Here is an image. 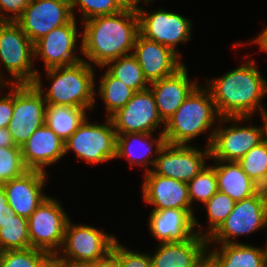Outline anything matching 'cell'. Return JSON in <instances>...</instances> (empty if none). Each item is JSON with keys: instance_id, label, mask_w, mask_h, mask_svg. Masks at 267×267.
I'll return each mask as SVG.
<instances>
[{"instance_id": "9", "label": "cell", "mask_w": 267, "mask_h": 267, "mask_svg": "<svg viewBox=\"0 0 267 267\" xmlns=\"http://www.w3.org/2000/svg\"><path fill=\"white\" fill-rule=\"evenodd\" d=\"M63 209L58 199L48 196L27 219L32 248L48 254H57L61 250L65 229L71 220Z\"/></svg>"}, {"instance_id": "2", "label": "cell", "mask_w": 267, "mask_h": 267, "mask_svg": "<svg viewBox=\"0 0 267 267\" xmlns=\"http://www.w3.org/2000/svg\"><path fill=\"white\" fill-rule=\"evenodd\" d=\"M82 23L81 54L89 65L104 68L108 62L133 53L139 34L137 9L126 7L116 14L97 16Z\"/></svg>"}, {"instance_id": "45", "label": "cell", "mask_w": 267, "mask_h": 267, "mask_svg": "<svg viewBox=\"0 0 267 267\" xmlns=\"http://www.w3.org/2000/svg\"><path fill=\"white\" fill-rule=\"evenodd\" d=\"M64 267H96V262L64 259Z\"/></svg>"}, {"instance_id": "38", "label": "cell", "mask_w": 267, "mask_h": 267, "mask_svg": "<svg viewBox=\"0 0 267 267\" xmlns=\"http://www.w3.org/2000/svg\"><path fill=\"white\" fill-rule=\"evenodd\" d=\"M30 3L31 0H0V22H15Z\"/></svg>"}, {"instance_id": "20", "label": "cell", "mask_w": 267, "mask_h": 267, "mask_svg": "<svg viewBox=\"0 0 267 267\" xmlns=\"http://www.w3.org/2000/svg\"><path fill=\"white\" fill-rule=\"evenodd\" d=\"M142 183L143 200L155 206L151 211L171 208L194 210L191 208L186 182L160 176L151 170L144 173Z\"/></svg>"}, {"instance_id": "24", "label": "cell", "mask_w": 267, "mask_h": 267, "mask_svg": "<svg viewBox=\"0 0 267 267\" xmlns=\"http://www.w3.org/2000/svg\"><path fill=\"white\" fill-rule=\"evenodd\" d=\"M151 136L152 133H126L117 135L116 158L125 157L130 164V168H133L134 165H141L145 167L144 173L151 171L157 155L166 144L162 131L157 138L155 137L153 139ZM154 154H156L155 157H151Z\"/></svg>"}, {"instance_id": "17", "label": "cell", "mask_w": 267, "mask_h": 267, "mask_svg": "<svg viewBox=\"0 0 267 267\" xmlns=\"http://www.w3.org/2000/svg\"><path fill=\"white\" fill-rule=\"evenodd\" d=\"M193 212L174 208L151 211L148 218L151 235L159 243L185 242L196 233L204 237L205 230L199 226L201 224Z\"/></svg>"}, {"instance_id": "28", "label": "cell", "mask_w": 267, "mask_h": 267, "mask_svg": "<svg viewBox=\"0 0 267 267\" xmlns=\"http://www.w3.org/2000/svg\"><path fill=\"white\" fill-rule=\"evenodd\" d=\"M30 247L28 220L11 209L0 219V252Z\"/></svg>"}, {"instance_id": "40", "label": "cell", "mask_w": 267, "mask_h": 267, "mask_svg": "<svg viewBox=\"0 0 267 267\" xmlns=\"http://www.w3.org/2000/svg\"><path fill=\"white\" fill-rule=\"evenodd\" d=\"M96 267H119L118 258L110 251L104 258L96 262Z\"/></svg>"}, {"instance_id": "19", "label": "cell", "mask_w": 267, "mask_h": 267, "mask_svg": "<svg viewBox=\"0 0 267 267\" xmlns=\"http://www.w3.org/2000/svg\"><path fill=\"white\" fill-rule=\"evenodd\" d=\"M148 83L172 75L185 63L172 49L138 34L132 53Z\"/></svg>"}, {"instance_id": "49", "label": "cell", "mask_w": 267, "mask_h": 267, "mask_svg": "<svg viewBox=\"0 0 267 267\" xmlns=\"http://www.w3.org/2000/svg\"><path fill=\"white\" fill-rule=\"evenodd\" d=\"M264 228H267V211H266V215H265V224H264ZM267 243V242H266ZM266 248H267V244H266Z\"/></svg>"}, {"instance_id": "33", "label": "cell", "mask_w": 267, "mask_h": 267, "mask_svg": "<svg viewBox=\"0 0 267 267\" xmlns=\"http://www.w3.org/2000/svg\"><path fill=\"white\" fill-rule=\"evenodd\" d=\"M235 201L227 194L217 191L205 204L208 217V228L204 237L209 238L226 220L235 206Z\"/></svg>"}, {"instance_id": "35", "label": "cell", "mask_w": 267, "mask_h": 267, "mask_svg": "<svg viewBox=\"0 0 267 267\" xmlns=\"http://www.w3.org/2000/svg\"><path fill=\"white\" fill-rule=\"evenodd\" d=\"M26 171L21 147H0V184L18 178Z\"/></svg>"}, {"instance_id": "36", "label": "cell", "mask_w": 267, "mask_h": 267, "mask_svg": "<svg viewBox=\"0 0 267 267\" xmlns=\"http://www.w3.org/2000/svg\"><path fill=\"white\" fill-rule=\"evenodd\" d=\"M49 254L36 248L0 252V267H39Z\"/></svg>"}, {"instance_id": "14", "label": "cell", "mask_w": 267, "mask_h": 267, "mask_svg": "<svg viewBox=\"0 0 267 267\" xmlns=\"http://www.w3.org/2000/svg\"><path fill=\"white\" fill-rule=\"evenodd\" d=\"M73 18L70 0H31L15 23L34 43Z\"/></svg>"}, {"instance_id": "41", "label": "cell", "mask_w": 267, "mask_h": 267, "mask_svg": "<svg viewBox=\"0 0 267 267\" xmlns=\"http://www.w3.org/2000/svg\"><path fill=\"white\" fill-rule=\"evenodd\" d=\"M39 267H64V259L57 254H49Z\"/></svg>"}, {"instance_id": "13", "label": "cell", "mask_w": 267, "mask_h": 267, "mask_svg": "<svg viewBox=\"0 0 267 267\" xmlns=\"http://www.w3.org/2000/svg\"><path fill=\"white\" fill-rule=\"evenodd\" d=\"M210 158V147L206 145L203 151L194 145L166 143L157 155L152 171L188 183L207 166L206 159Z\"/></svg>"}, {"instance_id": "10", "label": "cell", "mask_w": 267, "mask_h": 267, "mask_svg": "<svg viewBox=\"0 0 267 267\" xmlns=\"http://www.w3.org/2000/svg\"><path fill=\"white\" fill-rule=\"evenodd\" d=\"M156 10L158 11L149 13L141 7L137 8L139 34L169 47L181 57L177 46L191 40L192 21L186 16L163 8Z\"/></svg>"}, {"instance_id": "3", "label": "cell", "mask_w": 267, "mask_h": 267, "mask_svg": "<svg viewBox=\"0 0 267 267\" xmlns=\"http://www.w3.org/2000/svg\"><path fill=\"white\" fill-rule=\"evenodd\" d=\"M94 68L86 60H81L72 65L47 69V79L52 80L47 90L44 89L40 72L37 73L33 84L41 92L47 105H68L94 110Z\"/></svg>"}, {"instance_id": "29", "label": "cell", "mask_w": 267, "mask_h": 267, "mask_svg": "<svg viewBox=\"0 0 267 267\" xmlns=\"http://www.w3.org/2000/svg\"><path fill=\"white\" fill-rule=\"evenodd\" d=\"M97 91L105 104L106 118L123 108L136 93L125 83L113 77L107 70L102 74Z\"/></svg>"}, {"instance_id": "8", "label": "cell", "mask_w": 267, "mask_h": 267, "mask_svg": "<svg viewBox=\"0 0 267 267\" xmlns=\"http://www.w3.org/2000/svg\"><path fill=\"white\" fill-rule=\"evenodd\" d=\"M266 211L267 193L261 189L255 195L236 202L226 220L208 238L207 250L212 243H237V237L264 229Z\"/></svg>"}, {"instance_id": "25", "label": "cell", "mask_w": 267, "mask_h": 267, "mask_svg": "<svg viewBox=\"0 0 267 267\" xmlns=\"http://www.w3.org/2000/svg\"><path fill=\"white\" fill-rule=\"evenodd\" d=\"M218 245L207 253L220 267H267L266 247H254L239 241Z\"/></svg>"}, {"instance_id": "30", "label": "cell", "mask_w": 267, "mask_h": 267, "mask_svg": "<svg viewBox=\"0 0 267 267\" xmlns=\"http://www.w3.org/2000/svg\"><path fill=\"white\" fill-rule=\"evenodd\" d=\"M108 72L127 86L140 92L149 88L150 84L145 79L141 66L133 54L121 56L108 62L105 66Z\"/></svg>"}, {"instance_id": "43", "label": "cell", "mask_w": 267, "mask_h": 267, "mask_svg": "<svg viewBox=\"0 0 267 267\" xmlns=\"http://www.w3.org/2000/svg\"><path fill=\"white\" fill-rule=\"evenodd\" d=\"M250 43H255V45L258 44L260 50H262L263 52H267V26Z\"/></svg>"}, {"instance_id": "46", "label": "cell", "mask_w": 267, "mask_h": 267, "mask_svg": "<svg viewBox=\"0 0 267 267\" xmlns=\"http://www.w3.org/2000/svg\"><path fill=\"white\" fill-rule=\"evenodd\" d=\"M198 267H220L218 263L208 254L198 262Z\"/></svg>"}, {"instance_id": "37", "label": "cell", "mask_w": 267, "mask_h": 267, "mask_svg": "<svg viewBox=\"0 0 267 267\" xmlns=\"http://www.w3.org/2000/svg\"><path fill=\"white\" fill-rule=\"evenodd\" d=\"M111 251L117 256L119 267H153L148 253H139L114 242Z\"/></svg>"}, {"instance_id": "15", "label": "cell", "mask_w": 267, "mask_h": 267, "mask_svg": "<svg viewBox=\"0 0 267 267\" xmlns=\"http://www.w3.org/2000/svg\"><path fill=\"white\" fill-rule=\"evenodd\" d=\"M110 120L117 135L126 133H153L165 122L159 116L155 98L151 90L136 92L128 103Z\"/></svg>"}, {"instance_id": "31", "label": "cell", "mask_w": 267, "mask_h": 267, "mask_svg": "<svg viewBox=\"0 0 267 267\" xmlns=\"http://www.w3.org/2000/svg\"><path fill=\"white\" fill-rule=\"evenodd\" d=\"M187 185L191 208L196 201L205 204L218 191L215 164L205 167Z\"/></svg>"}, {"instance_id": "47", "label": "cell", "mask_w": 267, "mask_h": 267, "mask_svg": "<svg viewBox=\"0 0 267 267\" xmlns=\"http://www.w3.org/2000/svg\"><path fill=\"white\" fill-rule=\"evenodd\" d=\"M125 7L139 8V2L143 1L145 5L152 3L154 0H120Z\"/></svg>"}, {"instance_id": "32", "label": "cell", "mask_w": 267, "mask_h": 267, "mask_svg": "<svg viewBox=\"0 0 267 267\" xmlns=\"http://www.w3.org/2000/svg\"><path fill=\"white\" fill-rule=\"evenodd\" d=\"M238 163L248 177L260 187L266 179L267 172V137L248 151Z\"/></svg>"}, {"instance_id": "44", "label": "cell", "mask_w": 267, "mask_h": 267, "mask_svg": "<svg viewBox=\"0 0 267 267\" xmlns=\"http://www.w3.org/2000/svg\"><path fill=\"white\" fill-rule=\"evenodd\" d=\"M11 210L7 202V197L3 189L2 184H0V219L4 217V214L8 213Z\"/></svg>"}, {"instance_id": "18", "label": "cell", "mask_w": 267, "mask_h": 267, "mask_svg": "<svg viewBox=\"0 0 267 267\" xmlns=\"http://www.w3.org/2000/svg\"><path fill=\"white\" fill-rule=\"evenodd\" d=\"M47 173L28 170L22 176L2 184L7 202L16 215L29 218L48 197L43 193Z\"/></svg>"}, {"instance_id": "22", "label": "cell", "mask_w": 267, "mask_h": 267, "mask_svg": "<svg viewBox=\"0 0 267 267\" xmlns=\"http://www.w3.org/2000/svg\"><path fill=\"white\" fill-rule=\"evenodd\" d=\"M21 153L28 170L47 172V166L64 157V142L44 124L32 133L21 147Z\"/></svg>"}, {"instance_id": "7", "label": "cell", "mask_w": 267, "mask_h": 267, "mask_svg": "<svg viewBox=\"0 0 267 267\" xmlns=\"http://www.w3.org/2000/svg\"><path fill=\"white\" fill-rule=\"evenodd\" d=\"M88 117L64 142L65 155L71 151L88 164L116 159L117 134L110 118L105 123H90Z\"/></svg>"}, {"instance_id": "6", "label": "cell", "mask_w": 267, "mask_h": 267, "mask_svg": "<svg viewBox=\"0 0 267 267\" xmlns=\"http://www.w3.org/2000/svg\"><path fill=\"white\" fill-rule=\"evenodd\" d=\"M252 119L220 118V124L218 127L216 126L210 145V159L212 161L238 162L248 151L263 142L267 137V116L261 117L263 122L261 126H239L236 124V122L239 123ZM227 122H232V124L228 127L224 125Z\"/></svg>"}, {"instance_id": "11", "label": "cell", "mask_w": 267, "mask_h": 267, "mask_svg": "<svg viewBox=\"0 0 267 267\" xmlns=\"http://www.w3.org/2000/svg\"><path fill=\"white\" fill-rule=\"evenodd\" d=\"M46 106L34 84H14V110L8 129L16 146L22 147L45 124Z\"/></svg>"}, {"instance_id": "16", "label": "cell", "mask_w": 267, "mask_h": 267, "mask_svg": "<svg viewBox=\"0 0 267 267\" xmlns=\"http://www.w3.org/2000/svg\"><path fill=\"white\" fill-rule=\"evenodd\" d=\"M77 22L74 17L68 24L51 30L47 35L34 42V58L41 57L45 70L75 64L83 58L74 54L78 38L82 33L77 31Z\"/></svg>"}, {"instance_id": "4", "label": "cell", "mask_w": 267, "mask_h": 267, "mask_svg": "<svg viewBox=\"0 0 267 267\" xmlns=\"http://www.w3.org/2000/svg\"><path fill=\"white\" fill-rule=\"evenodd\" d=\"M210 90L198 85L177 111L165 122L162 132L166 143L190 145V141L210 129L207 147H210L215 121L220 120ZM213 127V129H211Z\"/></svg>"}, {"instance_id": "42", "label": "cell", "mask_w": 267, "mask_h": 267, "mask_svg": "<svg viewBox=\"0 0 267 267\" xmlns=\"http://www.w3.org/2000/svg\"><path fill=\"white\" fill-rule=\"evenodd\" d=\"M0 147H19L15 145L8 128H0Z\"/></svg>"}, {"instance_id": "1", "label": "cell", "mask_w": 267, "mask_h": 267, "mask_svg": "<svg viewBox=\"0 0 267 267\" xmlns=\"http://www.w3.org/2000/svg\"><path fill=\"white\" fill-rule=\"evenodd\" d=\"M221 77L207 80L215 108L221 118H253L267 116L262 98L267 94V80L255 66L252 59Z\"/></svg>"}, {"instance_id": "23", "label": "cell", "mask_w": 267, "mask_h": 267, "mask_svg": "<svg viewBox=\"0 0 267 267\" xmlns=\"http://www.w3.org/2000/svg\"><path fill=\"white\" fill-rule=\"evenodd\" d=\"M207 247L208 238L196 233L185 242L160 243L154 254L149 255L153 267H197Z\"/></svg>"}, {"instance_id": "5", "label": "cell", "mask_w": 267, "mask_h": 267, "mask_svg": "<svg viewBox=\"0 0 267 267\" xmlns=\"http://www.w3.org/2000/svg\"><path fill=\"white\" fill-rule=\"evenodd\" d=\"M34 59V43L25 32L15 22H0V85L33 84L39 72Z\"/></svg>"}, {"instance_id": "27", "label": "cell", "mask_w": 267, "mask_h": 267, "mask_svg": "<svg viewBox=\"0 0 267 267\" xmlns=\"http://www.w3.org/2000/svg\"><path fill=\"white\" fill-rule=\"evenodd\" d=\"M87 109L68 105H47L45 124L65 142L87 118Z\"/></svg>"}, {"instance_id": "21", "label": "cell", "mask_w": 267, "mask_h": 267, "mask_svg": "<svg viewBox=\"0 0 267 267\" xmlns=\"http://www.w3.org/2000/svg\"><path fill=\"white\" fill-rule=\"evenodd\" d=\"M188 69L184 64L170 76L150 83L149 89L154 95L161 119L166 122L183 104L184 100L199 85L188 78Z\"/></svg>"}, {"instance_id": "48", "label": "cell", "mask_w": 267, "mask_h": 267, "mask_svg": "<svg viewBox=\"0 0 267 267\" xmlns=\"http://www.w3.org/2000/svg\"><path fill=\"white\" fill-rule=\"evenodd\" d=\"M259 188L262 191H264L265 193H267V172H266V179H265L264 183Z\"/></svg>"}, {"instance_id": "34", "label": "cell", "mask_w": 267, "mask_h": 267, "mask_svg": "<svg viewBox=\"0 0 267 267\" xmlns=\"http://www.w3.org/2000/svg\"><path fill=\"white\" fill-rule=\"evenodd\" d=\"M70 4L75 18V8L81 9L82 22L97 16L116 14L126 8L120 0H70Z\"/></svg>"}, {"instance_id": "12", "label": "cell", "mask_w": 267, "mask_h": 267, "mask_svg": "<svg viewBox=\"0 0 267 267\" xmlns=\"http://www.w3.org/2000/svg\"><path fill=\"white\" fill-rule=\"evenodd\" d=\"M116 240L115 235H109L104 230L90 225H75L69 220L57 255L62 259L97 262L111 251Z\"/></svg>"}, {"instance_id": "39", "label": "cell", "mask_w": 267, "mask_h": 267, "mask_svg": "<svg viewBox=\"0 0 267 267\" xmlns=\"http://www.w3.org/2000/svg\"><path fill=\"white\" fill-rule=\"evenodd\" d=\"M8 85H0L1 90H5ZM11 91L4 96L0 93V128H8L14 110V84H9Z\"/></svg>"}, {"instance_id": "26", "label": "cell", "mask_w": 267, "mask_h": 267, "mask_svg": "<svg viewBox=\"0 0 267 267\" xmlns=\"http://www.w3.org/2000/svg\"><path fill=\"white\" fill-rule=\"evenodd\" d=\"M218 191L230 196L235 202L255 195L259 190L238 162L214 161Z\"/></svg>"}]
</instances>
